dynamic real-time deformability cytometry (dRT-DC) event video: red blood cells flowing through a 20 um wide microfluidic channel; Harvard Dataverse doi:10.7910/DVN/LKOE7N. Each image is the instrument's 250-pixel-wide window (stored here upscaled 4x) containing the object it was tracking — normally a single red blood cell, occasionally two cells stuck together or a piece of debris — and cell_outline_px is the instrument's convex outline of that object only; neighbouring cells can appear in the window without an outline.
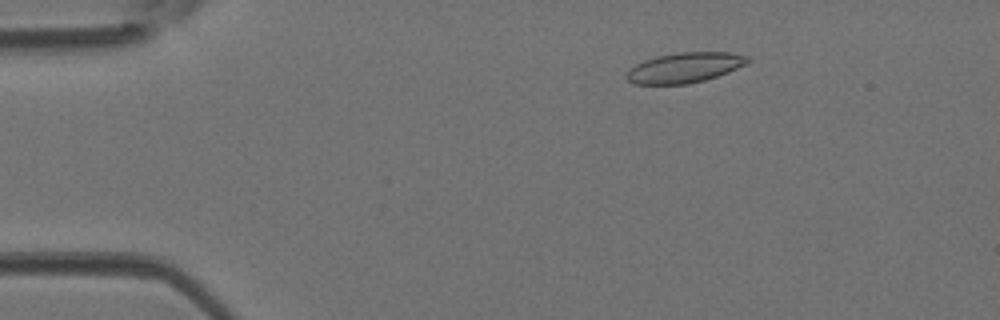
{"species": "Egyptian fruit bat (a non-hibernating species)", "species_latin": "Rousettus aegyptiacus", "temperature_condition": "room temperature", "stored_images_in_passage": 43, "camera_frame_rate_fps": 3000, "um_per_image_px": 0.085, "animal": {"sex": "female"}, "frame": {"image": 1, "passage_image": 6, "time_ms": 1.667, "image_size_px": [1000, 320], "cell_outline_px": [[752, 60], [728, 72], [704, 80], [688, 84], [632, 84], [624, 76], [636, 64], [644, 60], [656, 56], [680, 52], [732, 52], [748, 56]], "centroid_in_image_um": [58.19, 5.74], "position_along_channel_um": 26.8, "area_um2": 21.21}}
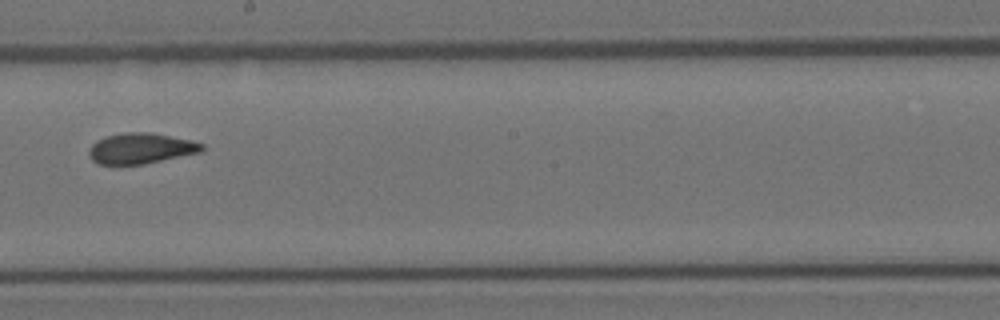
{"frame": {"image": 2, "passage_image": 24, "time_ms": 7.667, "image_size_px": [1000, 320], "cell_outline_px": [[204, 152], [144, 164], [100, 164], [92, 160], [88, 156], [88, 148], [96, 140], [108, 136], [124, 132], [152, 132], [192, 140], [204, 144]], "centroid_in_image_um": [12.0, 12.61], "position_along_channel_um": 236.2, "area_um2": 20.46}}
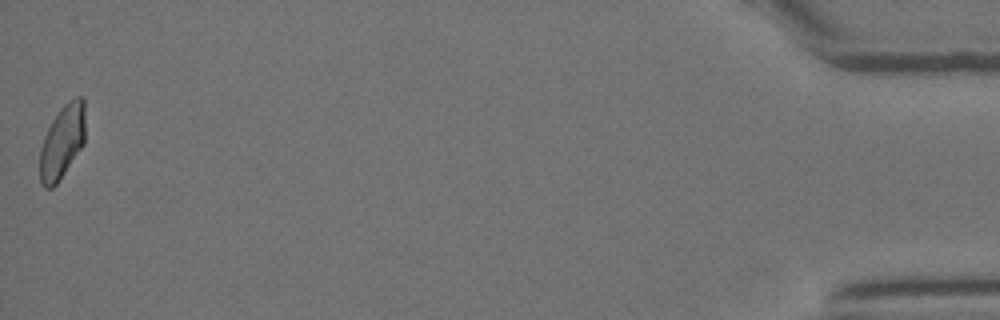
{"frame": {"image": 3, "passage_image": 43, "time_ms": 14.0, "image_size_px": [1000, 320], "cell_outline_px": [[84, 144], [56, 184], [52, 188], [44, 188], [40, 184], [40, 148], [44, 136], [52, 120], [60, 108], [68, 100], [76, 96], [84, 96]], "centroid_in_image_um": [5.28, 12.03], "position_along_channel_um": 429.9, "area_um2": 19.48}}